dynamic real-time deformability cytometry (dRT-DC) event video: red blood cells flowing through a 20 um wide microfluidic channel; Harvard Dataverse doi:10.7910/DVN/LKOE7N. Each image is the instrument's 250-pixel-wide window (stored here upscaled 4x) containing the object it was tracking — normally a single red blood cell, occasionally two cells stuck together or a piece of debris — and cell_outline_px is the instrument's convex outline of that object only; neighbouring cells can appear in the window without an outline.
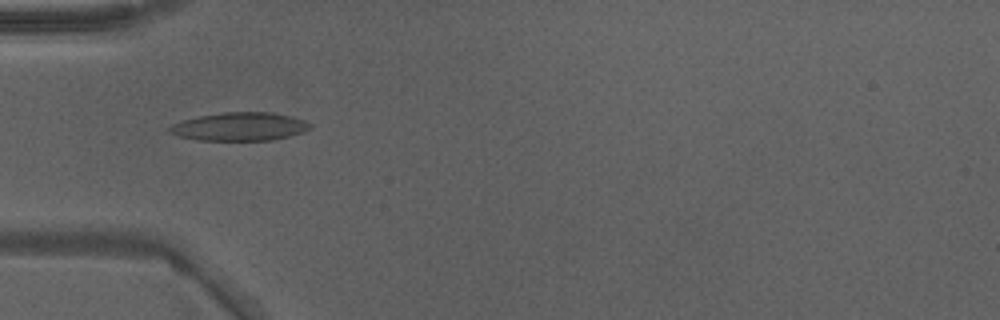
{"species": "Egyptian fruit bat (a non-hibernating species)", "species_latin": "Rousettus aegyptiacus", "temperature_condition": "warm", "stored_images_in_passage": 36, "camera_frame_rate_fps": 3000, "um_per_image_px": 0.085, "animal": {"sex": "male"}, "frame": {"image": 1, "passage_image": 4, "time_ms": 1.0, "image_size_px": [1000, 320], "cell_outline_px": [[312, 128], [304, 132], [272, 140], [200, 140], [180, 136], [168, 132], [168, 128], [172, 124], [184, 120], [200, 116], [220, 112], [272, 112], [304, 120], [312, 124]], "centroid_in_image_um": [20.39, 10.76], "position_along_channel_um": 64.6, "area_um2": 23.06}}
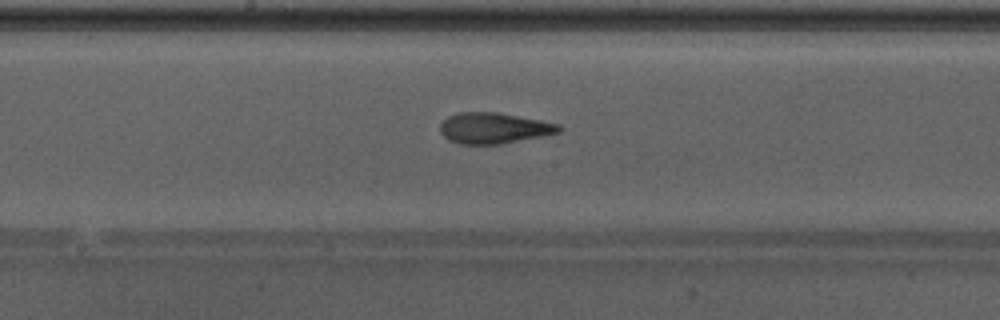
{"frame": {"image": 2, "passage_image": 14, "time_ms": 4.333, "image_size_px": [1000, 320], "cell_outline_px": [[564, 128], [560, 132], [544, 136], [500, 144], [460, 144], [448, 140], [440, 132], [440, 124], [448, 116], [460, 112], [496, 112], [540, 120], [560, 124]], "centroid_in_image_um": [42.0, 10.89], "position_along_channel_um": 206.2, "area_um2": 21.44}}
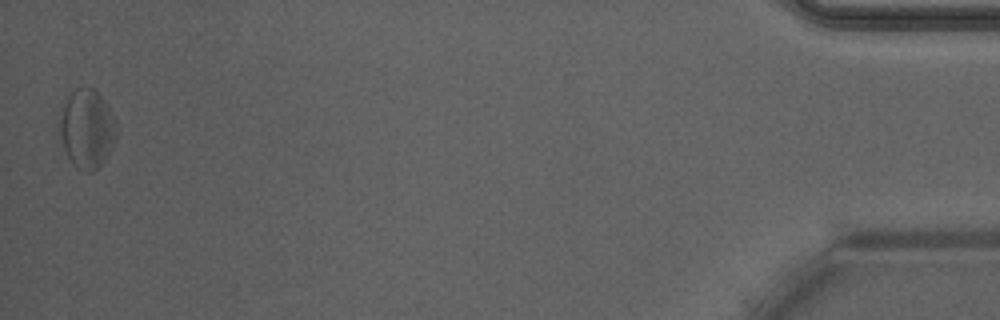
{"frame": {"image": 3, "passage_image": 36, "time_ms": 11.667, "image_size_px": [1000, 320], "cell_outline_px": [[116, 136], [104, 160], [92, 172], [84, 172], [76, 168], [72, 164], [56, 132], [56, 120], [68, 96], [76, 88], [92, 88], [104, 100], [108, 108]], "centroid_in_image_um": [7.27, 10.97], "position_along_channel_um": 427.9, "area_um2": 25.84}, "authors_computed_cell_mechanics": {"area_um2": 21.9929, "velocity_mm_per_s": 4.2813, "shape_relaxation_time_tau1_ms": 4.1554, "shape_relaxation_time_tau2_ms": 2.7195, "deformation_change_tau1": 0.1343, "deformation_change_tau2": 0.1281}}